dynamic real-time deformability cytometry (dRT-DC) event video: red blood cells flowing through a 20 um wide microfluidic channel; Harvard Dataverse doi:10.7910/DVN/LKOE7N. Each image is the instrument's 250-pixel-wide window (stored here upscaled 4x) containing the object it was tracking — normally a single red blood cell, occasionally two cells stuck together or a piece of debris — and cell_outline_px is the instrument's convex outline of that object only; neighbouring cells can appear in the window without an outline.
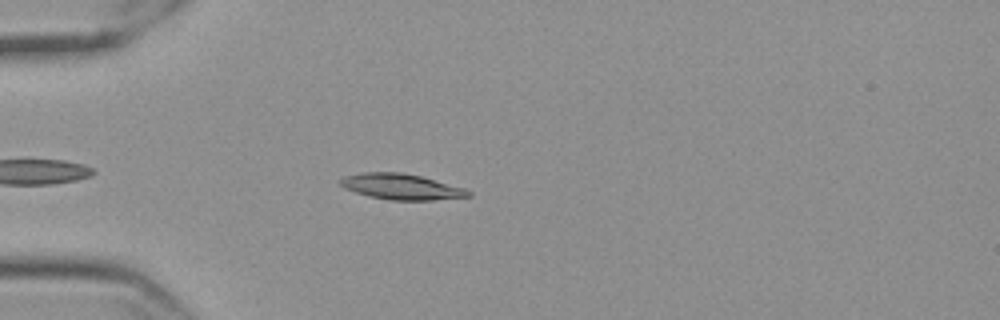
{"species": "Egyptian fruit bat (a non-hibernating species)", "species_latin": "Rousettus aegyptiacus", "temperature_condition": "cold", "stored_images_in_passage": 48, "camera_frame_rate_fps": 3000, "um_per_image_px": 0.085, "frame": {"image": 1, "passage_image": 7, "time_ms": 2.0, "image_size_px": [1000, 320], "cell_outline_px": [[472, 196], [432, 200], [392, 200], [368, 196], [344, 188], [336, 180], [344, 176], [364, 172], [400, 172], [420, 176], [464, 188], [472, 192]], "centroid_in_image_um": [34.08, 15.87], "position_along_channel_um": 50.9, "area_um2": 19.13}}
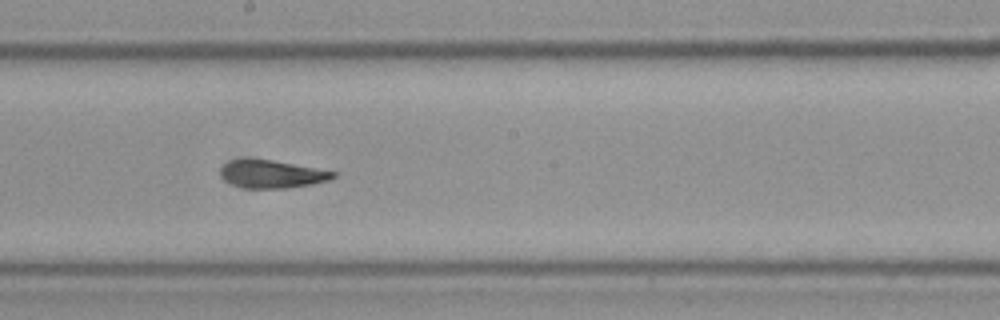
{"frame": {"image": 2, "passage_image": 23, "time_ms": 7.333, "image_size_px": [1000, 320], "cell_outline_px": [[336, 176], [328, 180], [312, 184], [288, 188], [244, 188], [232, 184], [224, 180], [220, 172], [220, 168], [224, 164], [232, 160], [272, 160], [336, 172]], "centroid_in_image_um": [23.1, 14.82], "position_along_channel_um": 225.1, "area_um2": 17.92}}
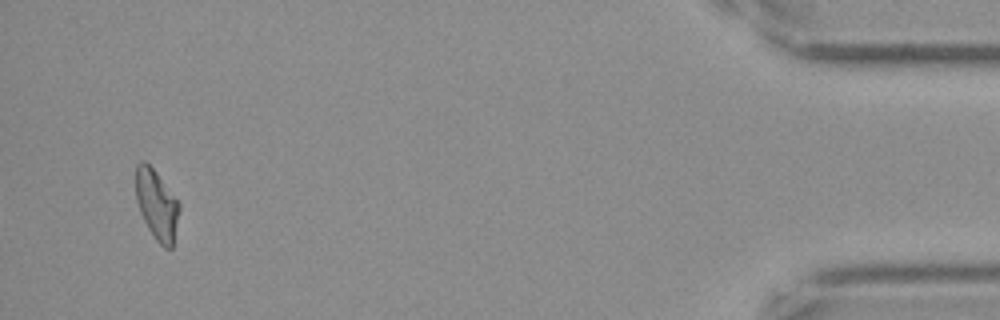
{"frame": {"image": 3, "passage_image": 46, "time_ms": 15.0, "image_size_px": [1000, 320], "cell_outline_px": [[180, 208], [172, 248], [164, 248], [156, 240], [148, 228], [140, 212], [136, 200], [136, 164], [140, 160], [144, 160], [152, 168], [180, 204]], "centroid_in_image_um": [13.31, 17.41], "position_along_channel_um": 421.9, "area_um2": 17.4}, "authors_computed_cell_mechanics": {"area_um2": 17.9758, "velocity_mm_per_s": 3.535, "shape_relaxation_time_tau1_ms": 9.7613, "shape_relaxation_time_tau2_ms": 5.0791, "deformation_change_tau1": 0.2397, "deformation_change_tau2": 0.098}}